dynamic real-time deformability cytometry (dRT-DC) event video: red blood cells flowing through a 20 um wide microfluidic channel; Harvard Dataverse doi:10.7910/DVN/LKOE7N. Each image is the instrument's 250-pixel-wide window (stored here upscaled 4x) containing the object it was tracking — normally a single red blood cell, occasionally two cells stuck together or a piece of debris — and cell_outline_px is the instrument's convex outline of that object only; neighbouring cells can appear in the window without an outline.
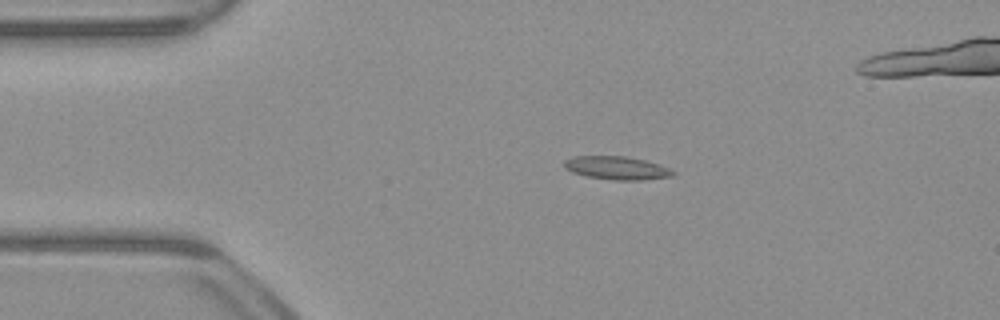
{"species": "common noctule bat (a hibernating species)", "species_latin": "Nyctalus noctula", "temperature_condition": "warm", "stored_images_in_passage": 15, "camera_frame_rate_fps": 3000, "um_per_image_px": 0.085, "animal": {"sex": "male", "body_mass_g": 23.1, "forearm_length_mm": 52.7}, "frame": {"image": 1, "passage_image": 11, "time_ms": 3.333, "image_size_px": [1000, 320], "cell_outline_px": [[676, 176], [644, 180], [612, 180], [588, 176], [572, 172], [564, 168], [564, 160], [572, 156], [624, 156], [644, 160], [668, 168], [676, 172]], "centroid_in_image_um": [52.42, 14.28], "position_along_channel_um": 32.6, "area_um2": 14.74}}